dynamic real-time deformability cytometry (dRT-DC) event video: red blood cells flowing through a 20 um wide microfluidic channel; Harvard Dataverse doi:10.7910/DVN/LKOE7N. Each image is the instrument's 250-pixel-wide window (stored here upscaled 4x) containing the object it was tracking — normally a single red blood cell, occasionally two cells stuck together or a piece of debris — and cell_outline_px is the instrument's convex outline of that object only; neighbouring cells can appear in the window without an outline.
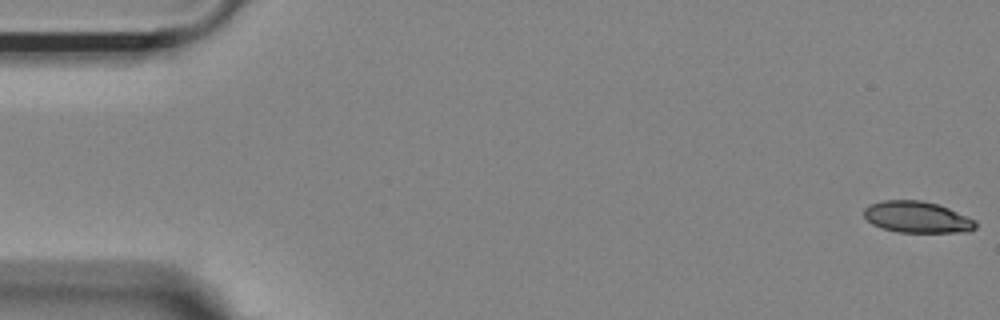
{"species": "Egyptian fruit bat (a non-hibernating species)", "species_latin": "Rousettus aegyptiacus", "temperature_condition": "room temperature", "stored_images_in_passage": 55, "camera_frame_rate_fps": 3000, "um_per_image_px": 0.085, "animal": {"sex": "female"}, "frame": {"image": 1, "passage_image": 1, "time_ms": 0.0, "image_size_px": [1000, 320], "cell_outline_px": [[976, 228], [968, 232], [900, 232], [880, 228], [872, 224], [864, 216], [864, 208], [868, 204], [884, 200], [920, 200], [936, 204], [948, 208], [976, 220]], "centroid_in_image_um": [77.94, 18.45], "position_along_channel_um": 7.1, "area_um2": 20.46}}
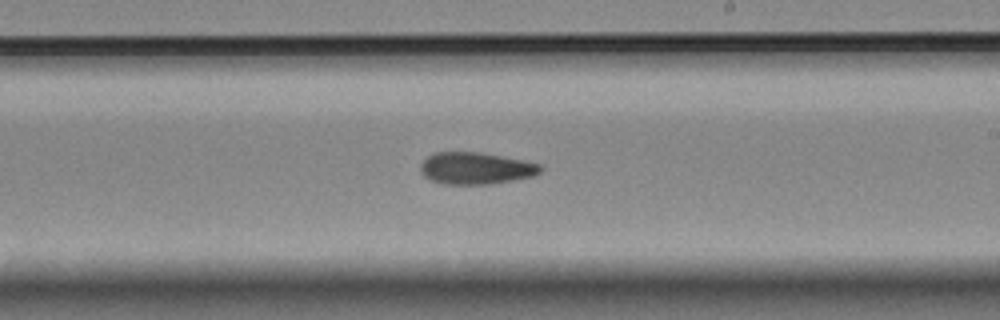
{"frame": {"image": 2, "passage_image": 32, "time_ms": 10.333, "image_size_px": [1000, 320], "cell_outline_px": [[544, 168], [540, 172], [532, 176], [512, 180], [488, 184], [444, 184], [428, 180], [420, 172], [420, 164], [428, 156], [436, 152], [480, 152], [524, 160], [540, 164]], "centroid_in_image_um": [40.42, 14.3], "position_along_channel_um": 248.6, "area_um2": 22.37}}
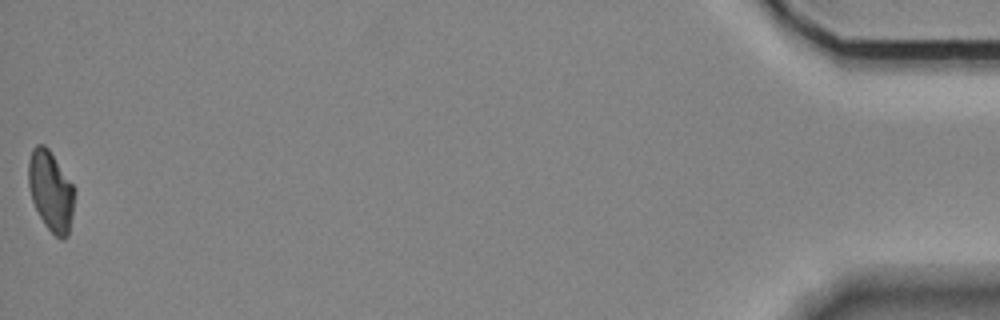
{"frame": {"image": 3, "passage_image": 55, "time_ms": 18.0, "image_size_px": [1000, 320], "cell_outline_px": [[76, 192], [72, 216], [68, 236], [64, 240], [60, 240], [44, 224], [32, 200], [28, 184], [28, 160], [32, 148], [36, 144], [44, 144], [48, 148], [76, 188]], "centroid_in_image_um": [4.33, 16.23], "position_along_channel_um": 430.9, "area_um2": 21.79}, "authors_computed_cell_mechanics": {"area_um2": 22.1952, "velocity_mm_per_s": 3.6339, "shape_relaxation_time_tau1_ms": null, "shape_relaxation_time_tau2_ms": 6.5551, "deformation_change_tau1": null, "deformation_change_tau2": 0.1242}}